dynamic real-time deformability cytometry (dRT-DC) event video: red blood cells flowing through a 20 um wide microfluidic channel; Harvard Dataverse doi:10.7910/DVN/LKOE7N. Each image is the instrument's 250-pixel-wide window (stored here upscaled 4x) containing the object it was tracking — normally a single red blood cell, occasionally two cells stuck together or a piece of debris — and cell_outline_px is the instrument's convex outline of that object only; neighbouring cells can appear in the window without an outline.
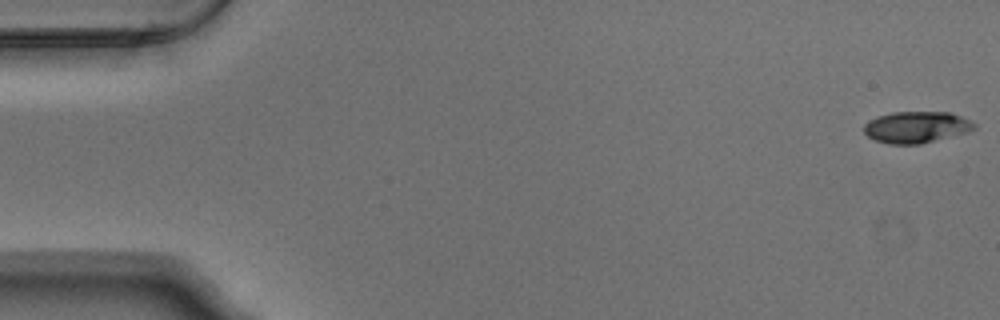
{"species": "Egyptian fruit bat (a non-hibernating species)", "species_latin": "Rousettus aegyptiacus", "temperature_condition": "warm", "stored_images_in_passage": 54, "camera_frame_rate_fps": 3000, "um_per_image_px": 0.085, "animal": {"sex": "male"}, "frame": {"image": 1, "passage_image": 1, "time_ms": 0.0, "image_size_px": [1000, 320], "cell_outline_px": [[976, 128], [968, 132], [920, 144], [888, 144], [872, 140], [864, 132], [864, 124], [868, 120], [876, 116], [892, 112], [952, 112], [976, 124]], "centroid_in_image_um": [77.85, 10.81], "position_along_channel_um": 7.1, "area_um2": 20.4}}
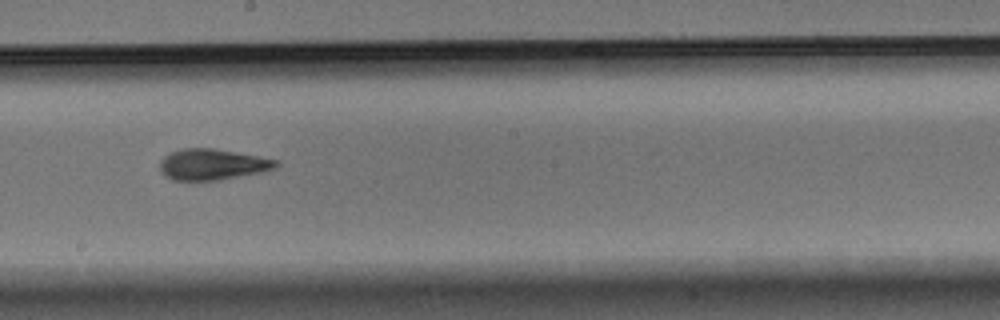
{"frame": {"image": 2, "passage_image": 30, "time_ms": 9.667, "image_size_px": [1000, 320], "cell_outline_px": [[280, 164], [276, 168], [264, 172], [220, 180], [172, 180], [164, 176], [160, 168], [160, 160], [168, 152], [184, 148], [212, 148], [280, 160]], "centroid_in_image_um": [18.07, 13.98], "position_along_channel_um": 230.1, "area_um2": 21.21}}
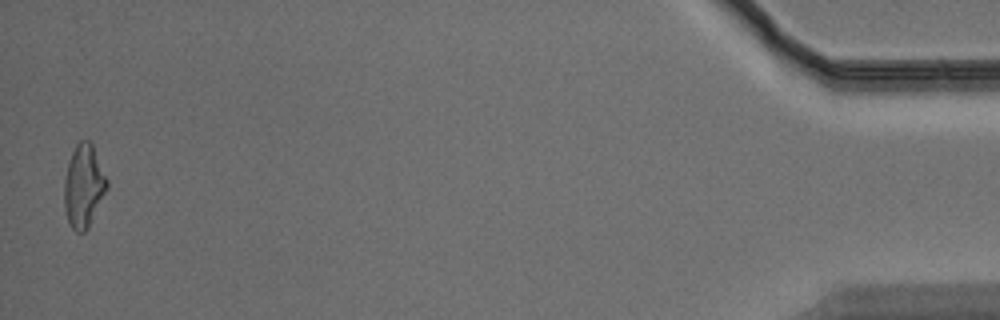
{"frame": {"image": 3, "passage_image": 53, "time_ms": 17.333, "image_size_px": [1000, 320], "cell_outline_px": [[108, 188], [88, 228], [84, 232], [76, 232], [68, 224], [64, 208], [64, 180], [68, 164], [72, 152], [76, 144], [80, 140], [88, 140], [92, 144], [108, 180]], "centroid_in_image_um": [7.11, 15.83], "position_along_channel_um": 428.1, "area_um2": 20.69}, "authors_computed_cell_mechanics": {"area_um2": 20.5479, "velocity_mm_per_s": 3.7738, "shape_relaxation_time_tau1_ms": 6.0296, "shape_relaxation_time_tau2_ms": 2.8529, "deformation_change_tau1": 0.1894, "deformation_change_tau2": 0.1044}}